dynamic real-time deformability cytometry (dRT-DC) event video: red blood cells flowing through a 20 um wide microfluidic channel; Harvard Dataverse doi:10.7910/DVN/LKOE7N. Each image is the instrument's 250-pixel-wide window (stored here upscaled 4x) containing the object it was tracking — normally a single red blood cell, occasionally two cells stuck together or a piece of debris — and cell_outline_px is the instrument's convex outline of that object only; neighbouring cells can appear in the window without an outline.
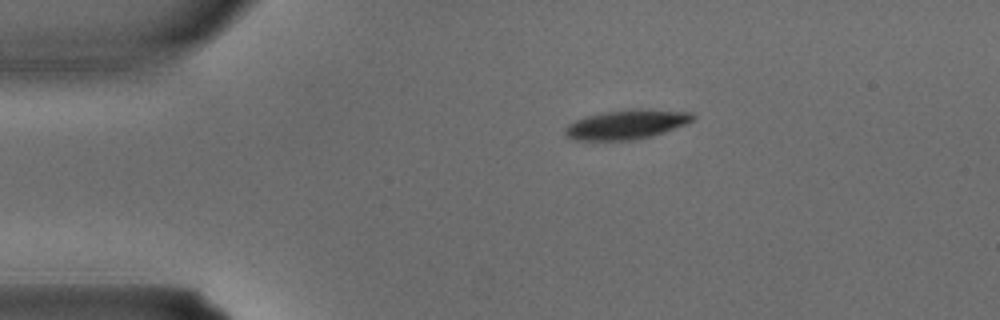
{"species": "common noctule bat (a hibernating species)", "species_latin": "Nyctalus noctula", "temperature_condition": "warm", "stored_images_in_passage": 2, "camera_frame_rate_fps": 3000, "um_per_image_px": 0.085, "animal": {"sex": "male", "body_mass_g": 15.6}, "frame": {"image": 1, "passage_image": 1, "time_ms": 0.0, "image_size_px": [1000, 320], "cell_outline_px": [[696, 116], [692, 120], [684, 124], [664, 132], [652, 136], [632, 140], [576, 140], [568, 136], [564, 132], [564, 128], [568, 124], [584, 116], [604, 112], [632, 108], [644, 108], [692, 112]], "centroid_in_image_um": [53.26, 10.56], "position_along_channel_um": 31.7, "area_um2": 21.96}}
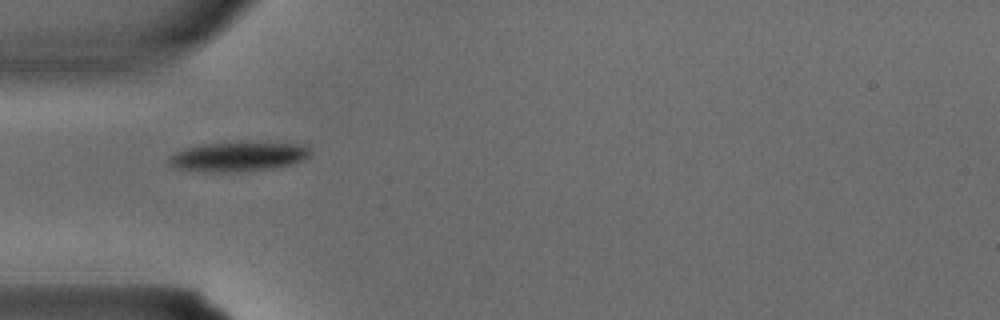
{"frame": {"image": 2, "passage_image": 2, "time_ms": 0.333, "image_size_px": [1000, 320], "cell_outline_px": [[312, 152], [308, 156], [292, 164], [272, 168], [236, 172], [204, 172], [172, 168], [168, 164], [168, 156], [184, 148], [200, 144], [292, 144], [308, 148]], "centroid_in_image_um": [20.1, 13.36], "position_along_channel_um": 64.9, "area_um2": 23.64}}